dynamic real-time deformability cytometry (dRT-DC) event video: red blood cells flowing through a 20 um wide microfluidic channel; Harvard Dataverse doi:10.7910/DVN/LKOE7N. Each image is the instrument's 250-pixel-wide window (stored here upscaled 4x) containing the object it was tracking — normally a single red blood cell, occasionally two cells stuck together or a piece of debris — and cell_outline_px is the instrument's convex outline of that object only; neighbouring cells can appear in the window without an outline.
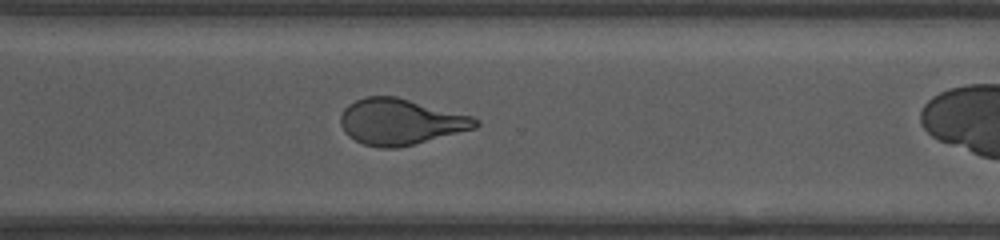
{"species": "human", "species_latin": "Homo sapiens", "temperature_condition": "room temperature", "stored_images_in_passage": 16, "camera_frame_rate_fps": 3000, "um_per_image_px": 0.085, "donor": {"sex": "female"}, "frame": {"image": 1, "passage_image": 14, "time_ms": 11.667, "image_size_px": [1000, 240], "cell_outline_px": [[480, 124], [476, 128], [396, 148], [380, 148], [364, 144], [348, 136], [344, 132], [340, 124], [340, 116], [344, 108], [348, 104], [364, 96], [396, 96], [472, 116], [480, 120]], "centroid_in_image_um": [34.02, 10.34], "position_along_channel_um": 336.6, "area_um2": 36.07}}